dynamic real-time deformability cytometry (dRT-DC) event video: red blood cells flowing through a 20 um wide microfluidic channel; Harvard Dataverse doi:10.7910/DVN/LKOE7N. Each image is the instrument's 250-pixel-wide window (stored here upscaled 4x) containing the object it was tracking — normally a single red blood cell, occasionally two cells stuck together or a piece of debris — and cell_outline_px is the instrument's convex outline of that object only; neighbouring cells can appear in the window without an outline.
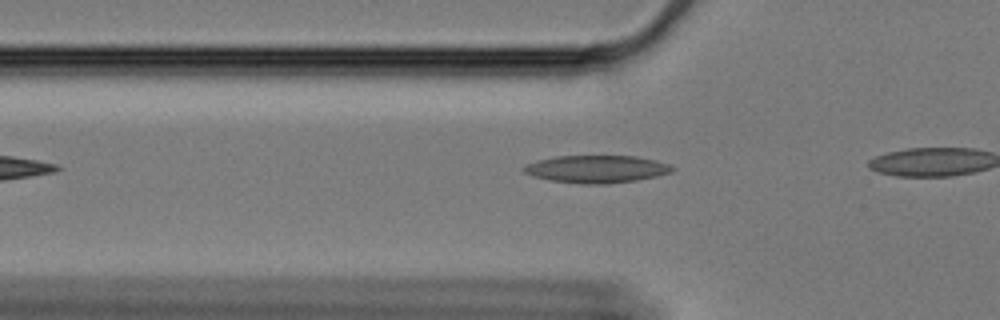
{"species": "Egyptian fruit bat (a non-hibernating species)", "species_latin": "Rousettus aegyptiacus", "temperature_condition": "cold", "stored_images_in_passage": 8, "camera_frame_rate_fps": 3000, "um_per_image_px": 0.085, "animal": {"sex": "female"}, "frame": {"image": 1, "passage_image": 2, "time_ms": 0.333, "image_size_px": [1000, 320], "cell_outline_px": [[676, 168], [672, 172], [656, 176], [636, 180], [604, 184], [580, 184], [552, 180], [536, 176], [524, 172], [520, 168], [536, 160], [556, 156], [636, 156], [656, 160], [668, 164]], "centroid_in_image_um": [50.72, 14.36], "position_along_channel_um": 75.1, "area_um2": 23.7}}
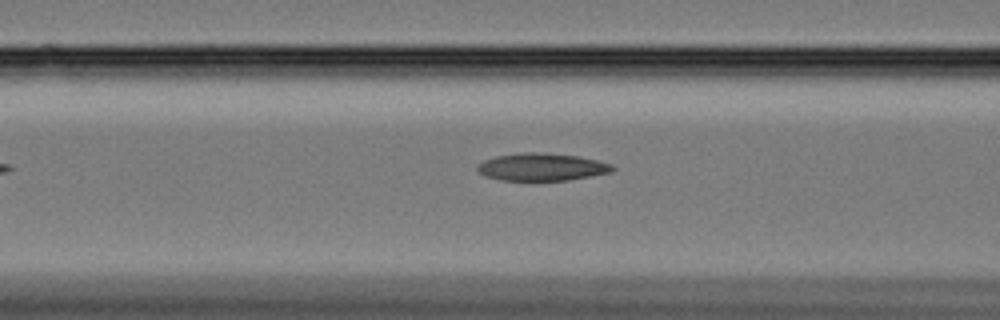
{"frame": {"image": 2, "passage_image": 6, "time_ms": 1.667, "image_size_px": [1000, 320], "cell_outline_px": [[616, 168], [612, 172], [568, 180], [500, 180], [488, 176], [480, 172], [476, 168], [476, 164], [484, 160], [496, 156], [524, 152], [536, 152], [576, 156], [596, 160], [612, 164]], "centroid_in_image_um": [46.05, 14.19], "position_along_channel_um": 120.5, "area_um2": 21.44}}